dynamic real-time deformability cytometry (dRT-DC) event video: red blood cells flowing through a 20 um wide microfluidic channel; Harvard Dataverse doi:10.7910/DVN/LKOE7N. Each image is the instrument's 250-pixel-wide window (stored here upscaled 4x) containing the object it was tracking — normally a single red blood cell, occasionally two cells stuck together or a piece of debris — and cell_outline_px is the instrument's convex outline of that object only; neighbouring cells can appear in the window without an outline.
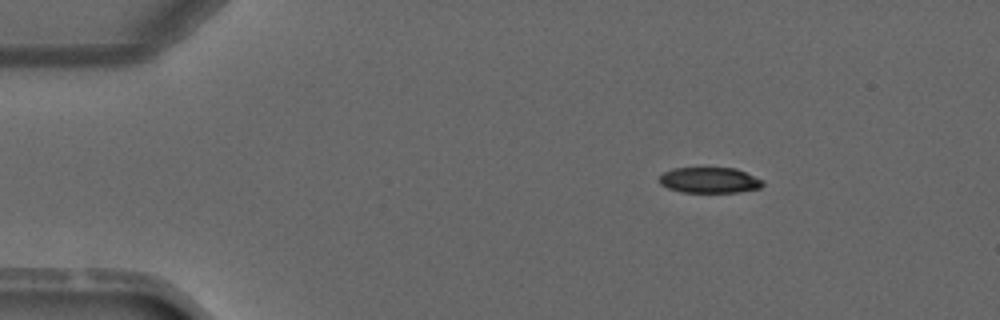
{"species": "common noctule bat (a hibernating species)", "species_latin": "Nyctalus noctula", "temperature_condition": "warm", "stored_images_in_passage": 3, "camera_frame_rate_fps": 3000, "um_per_image_px": 0.085, "animal": {"sex": "male", "forearm_length_mm": 52.5}, "frame": {"image": 1, "passage_image": 2, "time_ms": 1.333, "image_size_px": [1000, 320], "cell_outline_px": [[764, 184], [760, 188], [736, 192], [680, 192], [668, 188], [660, 184], [660, 176], [664, 172], [672, 168], [736, 168], [764, 180]], "centroid_in_image_um": [60.32, 15.31], "position_along_channel_um": 24.7, "area_um2": 15.49}}